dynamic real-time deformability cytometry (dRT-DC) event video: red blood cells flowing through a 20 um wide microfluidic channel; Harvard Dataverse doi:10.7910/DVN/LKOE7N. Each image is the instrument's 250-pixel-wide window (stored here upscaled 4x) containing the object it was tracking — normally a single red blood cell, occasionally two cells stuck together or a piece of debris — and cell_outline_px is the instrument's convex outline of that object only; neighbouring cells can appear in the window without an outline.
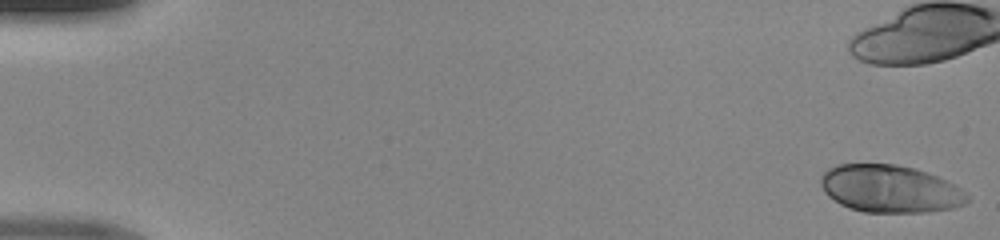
{"species": "human", "species_latin": "Homo sapiens", "temperature_condition": "room temperature", "stored_images_in_passage": 39, "camera_frame_rate_fps": 3000, "um_per_image_px": 0.085, "donor": {"sex": "male"}, "frame": {"image": 1, "passage_image": 1, "time_ms": 0.0, "image_size_px": [1000, 240], "cell_outline_px": [[968, 200], [964, 204], [952, 208], [928, 212], [864, 212], [848, 208], [840, 204], [828, 196], [824, 192], [820, 184], [820, 176], [828, 168], [836, 164], [896, 164], [916, 168], [936, 176], [960, 188], [968, 196]], "centroid_in_image_um": [75.6, 16.05], "position_along_channel_um": 9.4, "area_um2": 40.58}}